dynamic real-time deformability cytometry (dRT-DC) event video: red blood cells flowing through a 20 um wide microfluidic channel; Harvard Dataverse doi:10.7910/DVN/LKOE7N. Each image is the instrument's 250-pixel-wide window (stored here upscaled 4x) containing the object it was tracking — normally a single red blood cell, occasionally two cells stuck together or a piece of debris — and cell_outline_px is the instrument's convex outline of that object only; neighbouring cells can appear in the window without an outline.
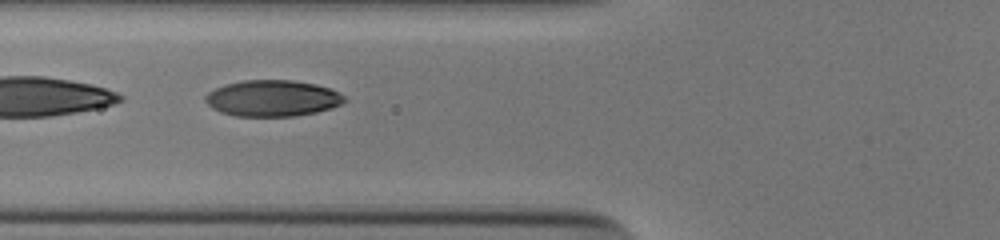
{"species": "human", "species_latin": "Homo sapiens", "temperature_condition": "cold", "stored_images_in_passage": 38, "segment_of_instrument_passage": [2, 2], "camera_frame_rate_fps": 3000, "um_per_image_px": 0.085, "donor": {"sex": "male"}, "frame": {"image": 1, "passage_image": 11, "time_ms": 3.333, "image_size_px": [1000, 240], "cell_outline_px": [[344, 100], [340, 104], [332, 108], [316, 112], [296, 116], [236, 116], [220, 112], [212, 108], [204, 100], [204, 96], [208, 92], [224, 84], [244, 80], [292, 80], [316, 84], [328, 88], [344, 96]], "centroid_in_image_um": [23.11, 8.35], "position_along_channel_um": 102.7, "area_um2": 29.3}}
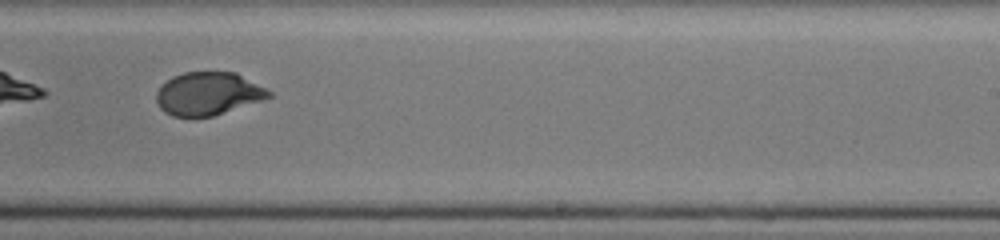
{"frame": {"image": 2, "passage_image": 24, "time_ms": 7.667, "image_size_px": [1000, 240], "cell_outline_px": [[272, 96], [264, 100], [212, 116], [172, 116], [164, 112], [160, 108], [156, 100], [156, 92], [160, 84], [172, 76], [184, 72], [236, 72], [268, 88], [272, 92]], "centroid_in_image_um": [17.7, 7.95], "position_along_channel_um": 271.3, "area_um2": 28.5}}
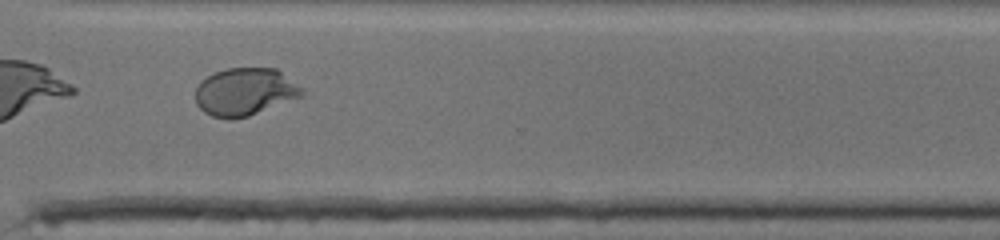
{"frame": {"image": 3, "passage_image": 30, "time_ms": 9.667, "image_size_px": [1000, 240], "cell_outline_px": [[304, 96], [248, 116], [232, 120], [228, 120], [212, 116], [204, 112], [196, 104], [196, 88], [200, 80], [224, 68], [276, 68], [304, 88]], "centroid_in_image_um": [20.83, 7.81], "position_along_channel_um": 349.8, "area_um2": 29.88}}